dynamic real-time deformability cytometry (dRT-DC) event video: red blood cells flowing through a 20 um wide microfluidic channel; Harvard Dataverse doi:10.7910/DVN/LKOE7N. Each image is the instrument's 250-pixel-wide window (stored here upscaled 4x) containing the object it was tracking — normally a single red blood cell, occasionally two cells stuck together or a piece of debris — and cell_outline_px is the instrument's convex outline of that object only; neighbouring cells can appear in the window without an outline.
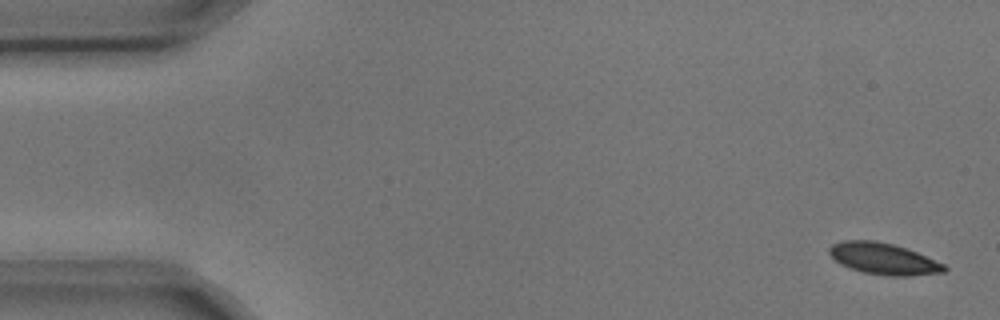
{"species": "common noctule bat (a hibernating species)", "species_latin": "Nyctalus noctula", "temperature_condition": "cold", "stored_images_in_passage": 6, "camera_frame_rate_fps": 3000, "um_per_image_px": 0.085, "animal": {"sex": "male", "body_mass_g": 17.9, "forearm_length_mm": 54.2}, "frame": {"image": 1, "passage_image": 1, "time_ms": 0.0, "image_size_px": [1000, 320], "cell_outline_px": [[948, 268], [944, 272], [908, 276], [888, 276], [864, 272], [848, 268], [840, 264], [828, 252], [828, 248], [832, 244], [844, 240], [876, 240], [892, 244], [916, 252], [944, 264]], "centroid_in_image_um": [75.07, 21.99], "position_along_channel_um": 9.9, "area_um2": 20.98}}